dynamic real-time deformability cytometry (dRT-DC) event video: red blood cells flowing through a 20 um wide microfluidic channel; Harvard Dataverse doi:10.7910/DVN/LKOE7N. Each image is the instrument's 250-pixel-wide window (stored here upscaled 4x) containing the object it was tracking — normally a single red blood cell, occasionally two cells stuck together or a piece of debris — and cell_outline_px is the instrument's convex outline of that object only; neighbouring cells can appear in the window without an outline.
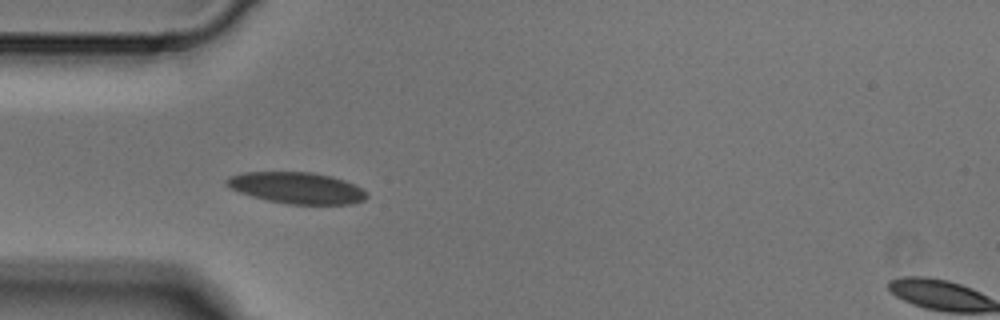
{"species": "Egyptian fruit bat (a non-hibernating species)", "species_latin": "Rousettus aegyptiacus", "temperature_condition": "cold", "stored_images_in_passage": 6, "camera_frame_rate_fps": 3000, "um_per_image_px": 0.085, "animal": {"sex": "male"}, "frame": {"image": 1, "passage_image": 4, "time_ms": 1.0, "image_size_px": [1000, 320], "cell_outline_px": [[368, 196], [364, 200], [352, 204], [288, 204], [268, 200], [252, 196], [240, 192], [224, 184], [224, 180], [228, 176], [244, 172], [312, 172], [332, 176], [344, 180], [368, 192]], "centroid_in_image_um": [25.22, 15.96], "position_along_channel_um": 59.8, "area_um2": 25.61}}
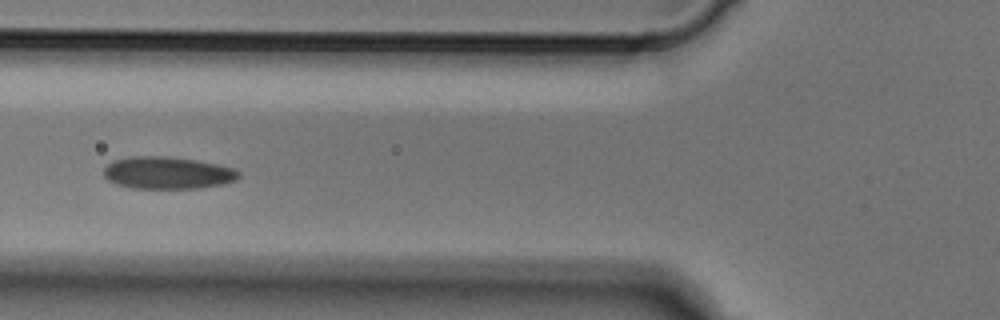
{"frame": {"image": 2, "passage_image": 5, "time_ms": 1.333, "image_size_px": [1000, 320], "cell_outline_px": [[240, 176], [236, 180], [224, 184], [200, 188], [132, 188], [116, 184], [108, 180], [104, 176], [104, 168], [112, 160], [128, 156], [168, 156], [196, 160], [216, 164], [232, 168], [240, 172]], "centroid_in_image_um": [14.22, 14.69], "position_along_channel_um": 111.6, "area_um2": 25.49}}
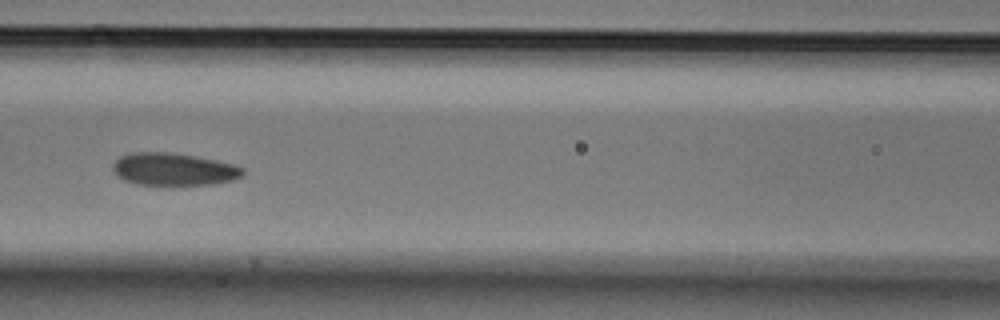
{"frame": {"image": 3, "passage_image": 6, "time_ms": 1.667, "image_size_px": [1000, 320], "cell_outline_px": [[244, 176], [236, 180], [216, 184], [176, 188], [172, 188], [136, 184], [124, 180], [116, 176], [112, 168], [112, 164], [120, 156], [128, 152], [172, 152], [196, 156], [236, 164], [244, 168]], "centroid_in_image_um": [14.8, 14.44], "position_along_channel_um": 151.8, "area_um2": 26.18}}